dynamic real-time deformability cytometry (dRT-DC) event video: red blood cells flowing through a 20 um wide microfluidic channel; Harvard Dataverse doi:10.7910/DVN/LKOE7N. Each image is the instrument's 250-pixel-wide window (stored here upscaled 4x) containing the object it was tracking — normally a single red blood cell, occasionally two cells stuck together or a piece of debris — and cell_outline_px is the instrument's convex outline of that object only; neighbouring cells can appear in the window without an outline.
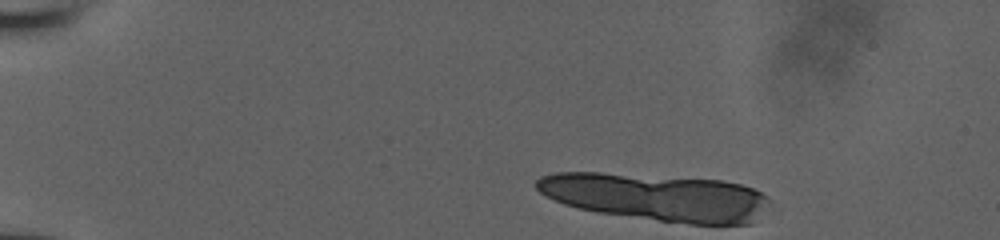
{"species": "human", "species_latin": "Homo sapiens", "temperature_condition": "room temperature", "stored_images_in_passage": 10, "camera_frame_rate_fps": 3000, "um_per_image_px": 0.085, "donor": {"sex": "male"}, "frame": {"image": 1, "passage_image": 1, "time_ms": 0.0, "image_size_px": [1000, 240], "cell_outline_px": [[768, 200], [752, 224], [688, 224], [596, 212], [564, 204], [540, 192], [536, 188], [536, 180], [540, 176], [556, 172], [600, 172], [720, 180], [740, 184], [752, 188], [768, 196]], "centroid_in_image_um": [55.76, 16.74], "position_along_channel_um": 29.2, "area_um2": 63.75}}